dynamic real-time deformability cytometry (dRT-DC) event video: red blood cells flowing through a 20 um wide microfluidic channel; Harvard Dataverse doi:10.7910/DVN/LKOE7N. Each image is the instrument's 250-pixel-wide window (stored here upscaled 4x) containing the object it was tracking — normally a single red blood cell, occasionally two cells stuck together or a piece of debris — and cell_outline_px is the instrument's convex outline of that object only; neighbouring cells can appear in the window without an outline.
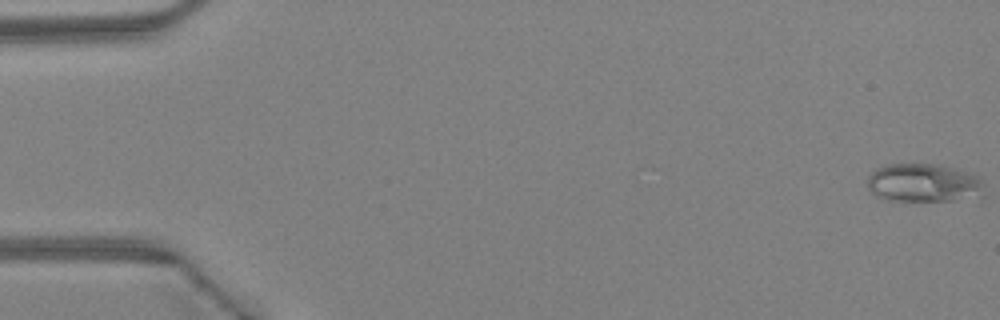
{"species": "Egyptian fruit bat (a non-hibernating species)", "species_latin": "Rousettus aegyptiacus", "temperature_condition": "warm", "stored_images_in_passage": 45, "camera_frame_rate_fps": 3000, "um_per_image_px": 0.085, "animal": {"sex": "female"}, "frame": {"image": 1, "passage_image": 1, "time_ms": 0.0, "image_size_px": [1000, 320], "cell_outline_px": [[984, 196], [952, 200], [888, 200], [876, 196], [868, 188], [868, 176], [876, 168], [888, 164], [940, 164], [972, 172], [980, 176], [984, 184]], "centroid_in_image_um": [78.57, 15.53], "position_along_channel_um": 6.4, "area_um2": 26.47}}
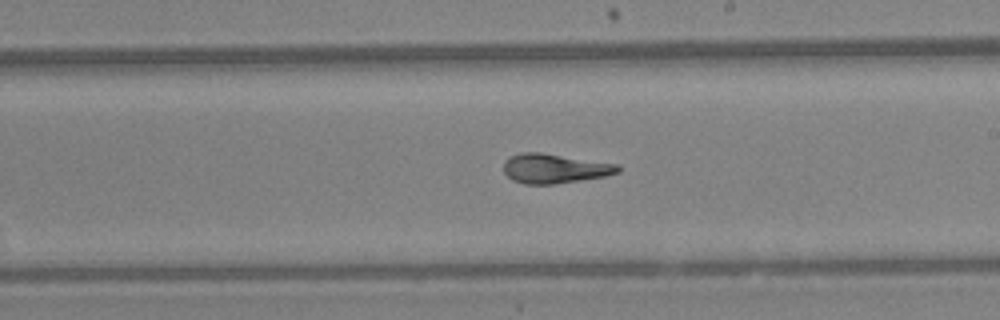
{"frame": {"image": 2, "passage_image": 27, "time_ms": 8.667, "image_size_px": [1000, 320], "cell_outline_px": [[620, 172], [604, 176], [580, 180], [552, 184], [524, 184], [512, 180], [504, 172], [504, 160], [508, 156], [520, 152], [540, 152], [620, 164]], "centroid_in_image_um": [47.12, 14.31], "position_along_channel_um": 241.9, "area_um2": 19.77}}
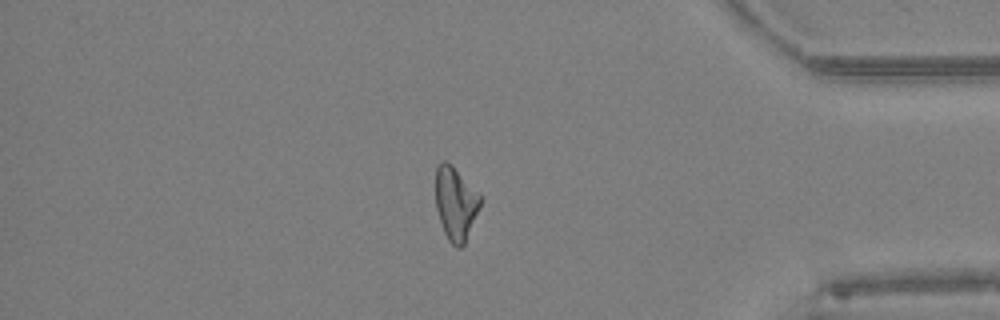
{"frame": {"image": 3, "passage_image": 39, "time_ms": 12.667, "image_size_px": [1000, 320], "cell_outline_px": [[480, 208], [464, 244], [460, 248], [456, 248], [448, 240], [444, 232], [436, 208], [436, 164], [440, 160], [444, 160], [480, 196]], "centroid_in_image_um": [38.69, 17.35], "position_along_channel_um": 396.5, "area_um2": 18.44}, "authors_computed_cell_mechanics": {"area_um2": 19.8832, "velocity_mm_per_s": 4.5821, "shape_relaxation_time_tau1_ms": null, "shape_relaxation_time_tau2_ms": 1.3676, "deformation_change_tau1": null, "deformation_change_tau2": 0.0647}}